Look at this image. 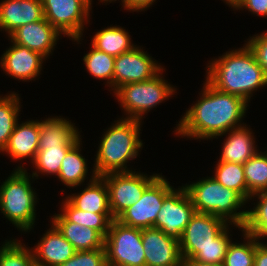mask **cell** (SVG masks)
I'll use <instances>...</instances> for the list:
<instances>
[{"mask_svg": "<svg viewBox=\"0 0 267 266\" xmlns=\"http://www.w3.org/2000/svg\"><path fill=\"white\" fill-rule=\"evenodd\" d=\"M251 126L245 123L242 126L233 128L232 130L214 137L213 139H218L219 137L224 138L222 143V149L219 154V160L221 162H231L244 164L252 156H254L258 151V144L256 145V137Z\"/></svg>", "mask_w": 267, "mask_h": 266, "instance_id": "obj_18", "label": "cell"}, {"mask_svg": "<svg viewBox=\"0 0 267 266\" xmlns=\"http://www.w3.org/2000/svg\"><path fill=\"white\" fill-rule=\"evenodd\" d=\"M254 266H267V246L257 244Z\"/></svg>", "mask_w": 267, "mask_h": 266, "instance_id": "obj_41", "label": "cell"}, {"mask_svg": "<svg viewBox=\"0 0 267 266\" xmlns=\"http://www.w3.org/2000/svg\"><path fill=\"white\" fill-rule=\"evenodd\" d=\"M144 50L142 45H137L133 50L115 57L113 93L124 84L149 80L164 68Z\"/></svg>", "mask_w": 267, "mask_h": 266, "instance_id": "obj_12", "label": "cell"}, {"mask_svg": "<svg viewBox=\"0 0 267 266\" xmlns=\"http://www.w3.org/2000/svg\"><path fill=\"white\" fill-rule=\"evenodd\" d=\"M99 1V3L101 2L102 3V5L103 4H105V5H107L108 3L110 4V3H114V2H116L117 0H98ZM119 1V0H118Z\"/></svg>", "mask_w": 267, "mask_h": 266, "instance_id": "obj_44", "label": "cell"}, {"mask_svg": "<svg viewBox=\"0 0 267 266\" xmlns=\"http://www.w3.org/2000/svg\"><path fill=\"white\" fill-rule=\"evenodd\" d=\"M182 266H223V264H212L201 262L192 258H182Z\"/></svg>", "mask_w": 267, "mask_h": 266, "instance_id": "obj_42", "label": "cell"}, {"mask_svg": "<svg viewBox=\"0 0 267 266\" xmlns=\"http://www.w3.org/2000/svg\"><path fill=\"white\" fill-rule=\"evenodd\" d=\"M195 212V207L186 189L178 186L164 198L154 228L160 229L167 236L179 241Z\"/></svg>", "mask_w": 267, "mask_h": 266, "instance_id": "obj_11", "label": "cell"}, {"mask_svg": "<svg viewBox=\"0 0 267 266\" xmlns=\"http://www.w3.org/2000/svg\"><path fill=\"white\" fill-rule=\"evenodd\" d=\"M174 189L162 173L144 190L142 197L128 207L116 220L139 229L154 227L164 198Z\"/></svg>", "mask_w": 267, "mask_h": 266, "instance_id": "obj_10", "label": "cell"}, {"mask_svg": "<svg viewBox=\"0 0 267 266\" xmlns=\"http://www.w3.org/2000/svg\"><path fill=\"white\" fill-rule=\"evenodd\" d=\"M156 1L157 0H121L120 2L123 9L128 12H144L152 7L154 2L157 3Z\"/></svg>", "mask_w": 267, "mask_h": 266, "instance_id": "obj_40", "label": "cell"}, {"mask_svg": "<svg viewBox=\"0 0 267 266\" xmlns=\"http://www.w3.org/2000/svg\"><path fill=\"white\" fill-rule=\"evenodd\" d=\"M51 221L76 251H89L104 247L105 238L95 229L67 221L58 212L50 216Z\"/></svg>", "mask_w": 267, "mask_h": 266, "instance_id": "obj_22", "label": "cell"}, {"mask_svg": "<svg viewBox=\"0 0 267 266\" xmlns=\"http://www.w3.org/2000/svg\"><path fill=\"white\" fill-rule=\"evenodd\" d=\"M106 266H116V265H113V264H107Z\"/></svg>", "mask_w": 267, "mask_h": 266, "instance_id": "obj_45", "label": "cell"}, {"mask_svg": "<svg viewBox=\"0 0 267 266\" xmlns=\"http://www.w3.org/2000/svg\"><path fill=\"white\" fill-rule=\"evenodd\" d=\"M144 121L118 118L104 130L98 143L93 169L97 176L113 172H130L127 163L140 155L144 146L141 127Z\"/></svg>", "mask_w": 267, "mask_h": 266, "instance_id": "obj_3", "label": "cell"}, {"mask_svg": "<svg viewBox=\"0 0 267 266\" xmlns=\"http://www.w3.org/2000/svg\"><path fill=\"white\" fill-rule=\"evenodd\" d=\"M60 205V214L69 222L85 225L97 230L104 238L109 231L110 223L114 220L112 213H93L75 208L66 198Z\"/></svg>", "mask_w": 267, "mask_h": 266, "instance_id": "obj_28", "label": "cell"}, {"mask_svg": "<svg viewBox=\"0 0 267 266\" xmlns=\"http://www.w3.org/2000/svg\"><path fill=\"white\" fill-rule=\"evenodd\" d=\"M63 116H48L39 120V146L75 145L82 139L79 128Z\"/></svg>", "mask_w": 267, "mask_h": 266, "instance_id": "obj_21", "label": "cell"}, {"mask_svg": "<svg viewBox=\"0 0 267 266\" xmlns=\"http://www.w3.org/2000/svg\"><path fill=\"white\" fill-rule=\"evenodd\" d=\"M92 2L94 1L42 0L44 18L64 37L79 45L84 40L82 37L87 24H90Z\"/></svg>", "mask_w": 267, "mask_h": 266, "instance_id": "obj_7", "label": "cell"}, {"mask_svg": "<svg viewBox=\"0 0 267 266\" xmlns=\"http://www.w3.org/2000/svg\"><path fill=\"white\" fill-rule=\"evenodd\" d=\"M21 96L18 92L9 91L5 96L0 94V153L7 146L21 114Z\"/></svg>", "mask_w": 267, "mask_h": 266, "instance_id": "obj_27", "label": "cell"}, {"mask_svg": "<svg viewBox=\"0 0 267 266\" xmlns=\"http://www.w3.org/2000/svg\"><path fill=\"white\" fill-rule=\"evenodd\" d=\"M31 247L36 266H59L72 258L76 250L50 221V228Z\"/></svg>", "mask_w": 267, "mask_h": 266, "instance_id": "obj_17", "label": "cell"}, {"mask_svg": "<svg viewBox=\"0 0 267 266\" xmlns=\"http://www.w3.org/2000/svg\"><path fill=\"white\" fill-rule=\"evenodd\" d=\"M243 169L247 190L251 196L267 191V149L259 150L243 164Z\"/></svg>", "mask_w": 267, "mask_h": 266, "instance_id": "obj_30", "label": "cell"}, {"mask_svg": "<svg viewBox=\"0 0 267 266\" xmlns=\"http://www.w3.org/2000/svg\"><path fill=\"white\" fill-rule=\"evenodd\" d=\"M182 186L196 212L221 217L230 224L245 225L248 202L235 190L224 187L213 176L202 177Z\"/></svg>", "mask_w": 267, "mask_h": 266, "instance_id": "obj_5", "label": "cell"}, {"mask_svg": "<svg viewBox=\"0 0 267 266\" xmlns=\"http://www.w3.org/2000/svg\"><path fill=\"white\" fill-rule=\"evenodd\" d=\"M107 264L146 266L142 229L128 227L114 219L105 237Z\"/></svg>", "mask_w": 267, "mask_h": 266, "instance_id": "obj_8", "label": "cell"}, {"mask_svg": "<svg viewBox=\"0 0 267 266\" xmlns=\"http://www.w3.org/2000/svg\"><path fill=\"white\" fill-rule=\"evenodd\" d=\"M247 10L254 16L267 18V0H241L233 11Z\"/></svg>", "mask_w": 267, "mask_h": 266, "instance_id": "obj_39", "label": "cell"}, {"mask_svg": "<svg viewBox=\"0 0 267 266\" xmlns=\"http://www.w3.org/2000/svg\"><path fill=\"white\" fill-rule=\"evenodd\" d=\"M105 248L76 251L72 258L59 266H106Z\"/></svg>", "mask_w": 267, "mask_h": 266, "instance_id": "obj_35", "label": "cell"}, {"mask_svg": "<svg viewBox=\"0 0 267 266\" xmlns=\"http://www.w3.org/2000/svg\"><path fill=\"white\" fill-rule=\"evenodd\" d=\"M251 201L256 203H251L254 205L252 208L247 207V218H267V191L252 195L248 204Z\"/></svg>", "mask_w": 267, "mask_h": 266, "instance_id": "obj_38", "label": "cell"}, {"mask_svg": "<svg viewBox=\"0 0 267 266\" xmlns=\"http://www.w3.org/2000/svg\"><path fill=\"white\" fill-rule=\"evenodd\" d=\"M245 42L267 76V31L249 36Z\"/></svg>", "mask_w": 267, "mask_h": 266, "instance_id": "obj_36", "label": "cell"}, {"mask_svg": "<svg viewBox=\"0 0 267 266\" xmlns=\"http://www.w3.org/2000/svg\"><path fill=\"white\" fill-rule=\"evenodd\" d=\"M8 40L10 46L0 57V67L3 73L22 82L35 81L37 77L39 79L47 58L39 52L13 43L9 38Z\"/></svg>", "mask_w": 267, "mask_h": 266, "instance_id": "obj_14", "label": "cell"}, {"mask_svg": "<svg viewBox=\"0 0 267 266\" xmlns=\"http://www.w3.org/2000/svg\"><path fill=\"white\" fill-rule=\"evenodd\" d=\"M232 225V226H231ZM231 227L238 228L239 231L243 230L242 226L229 224L215 239L212 245L208 247L198 248V251L191 257L192 259L207 262L212 264H223L225 255L227 253V249L229 244L232 241L230 234Z\"/></svg>", "mask_w": 267, "mask_h": 266, "instance_id": "obj_34", "label": "cell"}, {"mask_svg": "<svg viewBox=\"0 0 267 266\" xmlns=\"http://www.w3.org/2000/svg\"><path fill=\"white\" fill-rule=\"evenodd\" d=\"M62 35L45 18L33 23L18 27L8 38L16 44L41 53L47 59L52 56L57 42Z\"/></svg>", "mask_w": 267, "mask_h": 266, "instance_id": "obj_16", "label": "cell"}, {"mask_svg": "<svg viewBox=\"0 0 267 266\" xmlns=\"http://www.w3.org/2000/svg\"><path fill=\"white\" fill-rule=\"evenodd\" d=\"M213 177L224 187L238 192L247 202L251 195L248 193L242 164L218 161Z\"/></svg>", "mask_w": 267, "mask_h": 266, "instance_id": "obj_31", "label": "cell"}, {"mask_svg": "<svg viewBox=\"0 0 267 266\" xmlns=\"http://www.w3.org/2000/svg\"><path fill=\"white\" fill-rule=\"evenodd\" d=\"M44 19L42 0H1L0 31L9 36L18 27Z\"/></svg>", "mask_w": 267, "mask_h": 266, "instance_id": "obj_19", "label": "cell"}, {"mask_svg": "<svg viewBox=\"0 0 267 266\" xmlns=\"http://www.w3.org/2000/svg\"><path fill=\"white\" fill-rule=\"evenodd\" d=\"M144 172H113L101 176L108 187L109 207L114 219H117L128 207L137 202L144 190L159 176Z\"/></svg>", "mask_w": 267, "mask_h": 266, "instance_id": "obj_9", "label": "cell"}, {"mask_svg": "<svg viewBox=\"0 0 267 266\" xmlns=\"http://www.w3.org/2000/svg\"><path fill=\"white\" fill-rule=\"evenodd\" d=\"M82 139H80L67 153L64 159L62 160L61 168L59 174L57 176V180H59L64 186L67 188H75L85 185L89 181H93L97 174L94 169L90 171L88 170V162L81 153L83 144ZM82 147V148H81ZM84 183V184H83Z\"/></svg>", "mask_w": 267, "mask_h": 266, "instance_id": "obj_23", "label": "cell"}, {"mask_svg": "<svg viewBox=\"0 0 267 266\" xmlns=\"http://www.w3.org/2000/svg\"><path fill=\"white\" fill-rule=\"evenodd\" d=\"M74 145H59V146H38L37 155L32 162L31 176L35 179H40L39 176L49 175L56 178L59 174L62 160L66 156V153Z\"/></svg>", "mask_w": 267, "mask_h": 266, "instance_id": "obj_26", "label": "cell"}, {"mask_svg": "<svg viewBox=\"0 0 267 266\" xmlns=\"http://www.w3.org/2000/svg\"><path fill=\"white\" fill-rule=\"evenodd\" d=\"M202 85L196 102L177 122L174 136L212 141L214 137L245 124L243 120L250 104L238 96L217 90L206 80Z\"/></svg>", "mask_w": 267, "mask_h": 266, "instance_id": "obj_1", "label": "cell"}, {"mask_svg": "<svg viewBox=\"0 0 267 266\" xmlns=\"http://www.w3.org/2000/svg\"><path fill=\"white\" fill-rule=\"evenodd\" d=\"M165 69L149 80L124 84L112 93L123 111L121 118L142 121L148 112L177 93V87L164 78Z\"/></svg>", "mask_w": 267, "mask_h": 266, "instance_id": "obj_6", "label": "cell"}, {"mask_svg": "<svg viewBox=\"0 0 267 266\" xmlns=\"http://www.w3.org/2000/svg\"><path fill=\"white\" fill-rule=\"evenodd\" d=\"M208 62L204 79L217 90L238 96L248 104L256 91L267 86V76L245 43Z\"/></svg>", "mask_w": 267, "mask_h": 266, "instance_id": "obj_2", "label": "cell"}, {"mask_svg": "<svg viewBox=\"0 0 267 266\" xmlns=\"http://www.w3.org/2000/svg\"><path fill=\"white\" fill-rule=\"evenodd\" d=\"M146 266H182L179 241L160 229H142Z\"/></svg>", "mask_w": 267, "mask_h": 266, "instance_id": "obj_15", "label": "cell"}, {"mask_svg": "<svg viewBox=\"0 0 267 266\" xmlns=\"http://www.w3.org/2000/svg\"><path fill=\"white\" fill-rule=\"evenodd\" d=\"M243 242L234 240L228 246L223 266H254L257 242L251 234L241 231ZM240 242V243H239Z\"/></svg>", "mask_w": 267, "mask_h": 266, "instance_id": "obj_32", "label": "cell"}, {"mask_svg": "<svg viewBox=\"0 0 267 266\" xmlns=\"http://www.w3.org/2000/svg\"><path fill=\"white\" fill-rule=\"evenodd\" d=\"M78 193L66 195V199L79 210L93 213H111L109 207V191L105 180L97 176L85 184Z\"/></svg>", "mask_w": 267, "mask_h": 266, "instance_id": "obj_24", "label": "cell"}, {"mask_svg": "<svg viewBox=\"0 0 267 266\" xmlns=\"http://www.w3.org/2000/svg\"><path fill=\"white\" fill-rule=\"evenodd\" d=\"M229 224L221 217L195 212L179 240L182 258H191L198 248L212 245Z\"/></svg>", "mask_w": 267, "mask_h": 266, "instance_id": "obj_13", "label": "cell"}, {"mask_svg": "<svg viewBox=\"0 0 267 266\" xmlns=\"http://www.w3.org/2000/svg\"><path fill=\"white\" fill-rule=\"evenodd\" d=\"M7 239L0 246V266H36L31 247L21 239Z\"/></svg>", "mask_w": 267, "mask_h": 266, "instance_id": "obj_33", "label": "cell"}, {"mask_svg": "<svg viewBox=\"0 0 267 266\" xmlns=\"http://www.w3.org/2000/svg\"><path fill=\"white\" fill-rule=\"evenodd\" d=\"M227 6L232 8V10L239 4L241 0H222Z\"/></svg>", "mask_w": 267, "mask_h": 266, "instance_id": "obj_43", "label": "cell"}, {"mask_svg": "<svg viewBox=\"0 0 267 266\" xmlns=\"http://www.w3.org/2000/svg\"><path fill=\"white\" fill-rule=\"evenodd\" d=\"M39 120H27L16 123L7 146L1 152L17 163L22 160H30V164L34 161L39 146ZM16 160V161H15Z\"/></svg>", "mask_w": 267, "mask_h": 266, "instance_id": "obj_20", "label": "cell"}, {"mask_svg": "<svg viewBox=\"0 0 267 266\" xmlns=\"http://www.w3.org/2000/svg\"><path fill=\"white\" fill-rule=\"evenodd\" d=\"M130 37L132 36L124 27L110 25L95 33L91 38V45L108 55L117 57L133 50L137 46Z\"/></svg>", "mask_w": 267, "mask_h": 266, "instance_id": "obj_25", "label": "cell"}, {"mask_svg": "<svg viewBox=\"0 0 267 266\" xmlns=\"http://www.w3.org/2000/svg\"><path fill=\"white\" fill-rule=\"evenodd\" d=\"M243 230L251 234L258 244L267 246V242L263 241L267 239V218H246Z\"/></svg>", "mask_w": 267, "mask_h": 266, "instance_id": "obj_37", "label": "cell"}, {"mask_svg": "<svg viewBox=\"0 0 267 266\" xmlns=\"http://www.w3.org/2000/svg\"><path fill=\"white\" fill-rule=\"evenodd\" d=\"M90 46L89 52L82 58L86 71L95 79L104 80L105 86L110 88L108 91L113 92L115 57L94 48L92 45Z\"/></svg>", "mask_w": 267, "mask_h": 266, "instance_id": "obj_29", "label": "cell"}, {"mask_svg": "<svg viewBox=\"0 0 267 266\" xmlns=\"http://www.w3.org/2000/svg\"><path fill=\"white\" fill-rule=\"evenodd\" d=\"M0 185V213L20 233L29 234L36 223L38 194L32 183L36 180L18 163ZM32 177V178H31Z\"/></svg>", "mask_w": 267, "mask_h": 266, "instance_id": "obj_4", "label": "cell"}]
</instances>
